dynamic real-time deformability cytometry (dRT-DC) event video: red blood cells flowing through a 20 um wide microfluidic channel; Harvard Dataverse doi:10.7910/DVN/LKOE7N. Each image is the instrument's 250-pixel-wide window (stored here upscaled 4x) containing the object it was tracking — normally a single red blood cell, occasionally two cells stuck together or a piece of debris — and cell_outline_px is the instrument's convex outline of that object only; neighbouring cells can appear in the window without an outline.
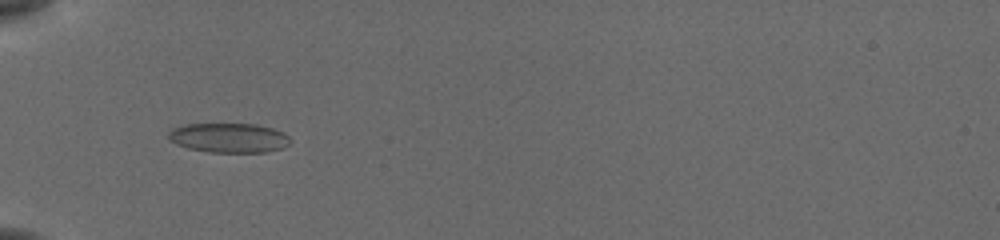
{"species": "common noctule bat (a hibernating species)", "species_latin": "Nyctalus noctula", "temperature_condition": "cold", "stored_images_in_passage": 45, "camera_frame_rate_fps": 3000, "um_per_image_px": 0.085, "animal": {"sex": "female", "body_mass_g": 19.5, "forearm_length_mm": 54.1}, "frame": {"image": 1, "passage_image": 10, "time_ms": 3.0, "image_size_px": [1000, 240], "cell_outline_px": [[292, 144], [280, 148], [264, 152], [208, 152], [188, 148], [176, 144], [168, 140], [168, 132], [172, 128], [184, 124], [256, 124], [272, 128], [284, 132], [292, 140]], "centroid_in_image_um": [19.45, 11.71], "position_along_channel_um": 65.6, "area_um2": 21.15}}
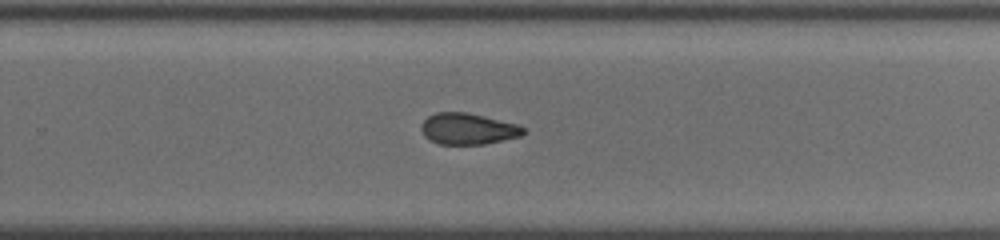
{"frame": {"image": 2, "passage_image": 28, "time_ms": 9.0, "image_size_px": [1000, 240], "cell_outline_px": [[528, 128], [520, 136], [484, 144], [440, 144], [428, 140], [424, 136], [420, 128], [420, 124], [428, 116], [436, 112], [468, 112], [520, 124]], "centroid_in_image_um": [39.78, 10.94], "position_along_channel_um": 290.0, "area_um2": 18.9}}
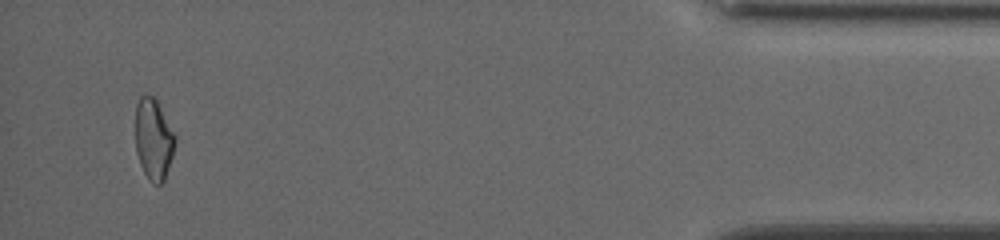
{"frame": {"image": 3, "passage_image": 43, "time_ms": 14.0, "image_size_px": [1000, 240], "cell_outline_px": [[176, 140], [172, 156], [164, 180], [160, 184], [152, 184], [148, 180], [140, 164], [136, 152], [136, 104], [140, 96], [152, 96], [156, 100], [176, 136]], "centroid_in_image_um": [13.05, 11.86], "position_along_channel_um": 422.2, "area_um2": 18.55}, "authors_computed_cell_mechanics": {"area_um2": 19.3052, "velocity_mm_per_s": 3.8655, "shape_relaxation_time_tau1_ms": 10.325, "shape_relaxation_time_tau2_ms": 3.4237, "deformation_change_tau1": 0.1649, "deformation_change_tau2": 0.0905}}